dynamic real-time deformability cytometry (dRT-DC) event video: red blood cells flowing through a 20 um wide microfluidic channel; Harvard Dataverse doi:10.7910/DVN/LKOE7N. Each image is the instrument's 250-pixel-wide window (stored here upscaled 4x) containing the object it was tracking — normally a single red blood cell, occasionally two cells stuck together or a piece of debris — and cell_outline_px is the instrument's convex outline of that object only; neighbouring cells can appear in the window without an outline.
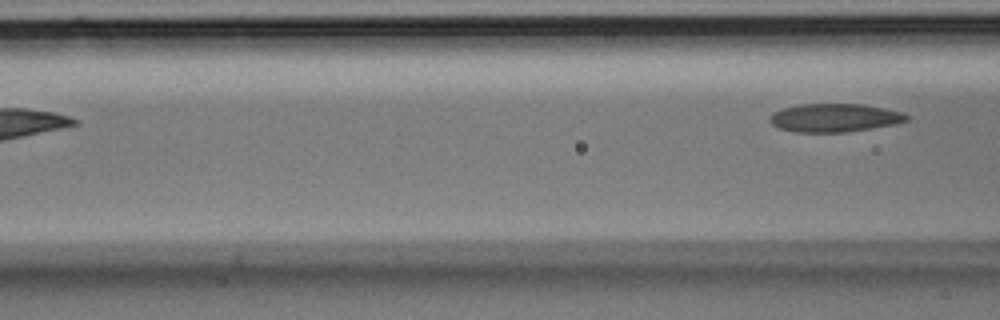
{"species": "Egyptian fruit bat (a non-hibernating species)", "species_latin": "Rousettus aegyptiacus", "temperature_condition": "room temperature", "stored_images_in_passage": 6, "segment_of_instrument_passage": [2, 2], "camera_frame_rate_fps": 3000, "um_per_image_px": 0.085, "animal": {"sex": "male"}, "frame": {"image": 1, "passage_image": 6, "time_ms": 1.667, "image_size_px": [1000, 320], "cell_outline_px": [[908, 120], [892, 124], [872, 128], [848, 132], [796, 132], [780, 128], [772, 124], [768, 120], [772, 112], [784, 108], [804, 104], [864, 104], [904, 112], [908, 116]], "centroid_in_image_um": [70.93, 10.01], "position_along_channel_um": 95.7, "area_um2": 22.48}}